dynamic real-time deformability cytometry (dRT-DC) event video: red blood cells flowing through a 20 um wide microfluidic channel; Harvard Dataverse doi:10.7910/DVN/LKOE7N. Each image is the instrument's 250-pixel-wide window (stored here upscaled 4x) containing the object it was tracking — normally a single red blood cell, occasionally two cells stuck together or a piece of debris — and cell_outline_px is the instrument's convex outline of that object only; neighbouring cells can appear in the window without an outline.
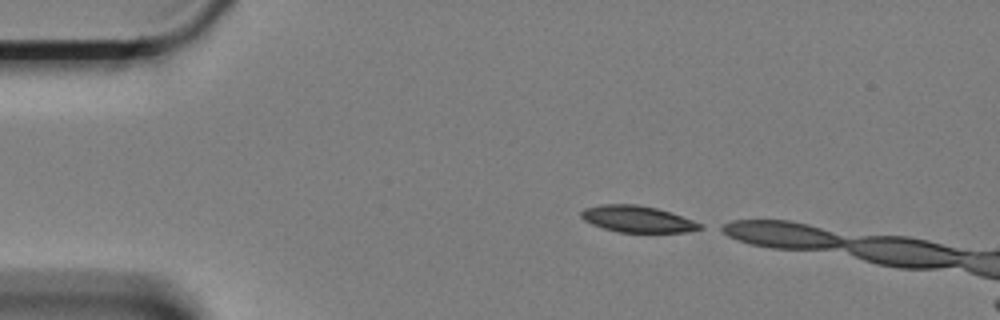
{"species": "Egyptian fruit bat (a non-hibernating species)", "species_latin": "Rousettus aegyptiacus", "temperature_condition": "cold", "stored_images_in_passage": 6, "camera_frame_rate_fps": 3000, "um_per_image_px": 0.085, "animal": {"sex": "female"}, "frame": {"image": 1, "passage_image": 1, "time_ms": 0.0, "image_size_px": [1000, 320], "cell_outline_px": [[704, 228], [688, 232], [620, 232], [604, 228], [592, 224], [584, 220], [580, 216], [580, 212], [584, 208], [600, 204], [636, 204], [656, 208], [692, 220], [700, 224]], "centroid_in_image_um": [54.13, 18.61], "position_along_channel_um": 30.9, "area_um2": 18.15}}